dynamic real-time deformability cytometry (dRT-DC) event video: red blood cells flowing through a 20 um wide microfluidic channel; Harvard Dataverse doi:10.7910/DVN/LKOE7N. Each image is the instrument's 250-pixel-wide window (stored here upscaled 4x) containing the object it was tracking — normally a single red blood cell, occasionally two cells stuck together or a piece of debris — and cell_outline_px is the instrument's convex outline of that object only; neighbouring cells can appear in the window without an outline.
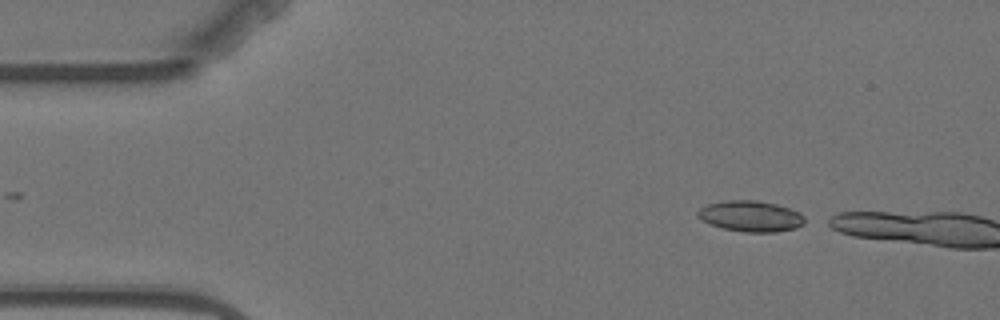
{"species": "Egyptian fruit bat (a non-hibernating species)", "species_latin": "Rousettus aegyptiacus", "temperature_condition": "warm", "stored_images_in_passage": 2, "camera_frame_rate_fps": 3000, "um_per_image_px": 0.085, "animal": {"sex": "female"}, "frame": {"image": 1, "passage_image": 2, "time_ms": 1.0, "image_size_px": [1000, 320], "cell_outline_px": [[804, 224], [796, 228], [776, 232], [744, 232], [724, 228], [712, 224], [696, 216], [696, 212], [700, 208], [708, 204], [724, 200], [756, 200], [776, 204], [800, 212], [804, 216]], "centroid_in_image_um": [63.82, 18.37], "position_along_channel_um": 21.2, "area_um2": 19.19}}